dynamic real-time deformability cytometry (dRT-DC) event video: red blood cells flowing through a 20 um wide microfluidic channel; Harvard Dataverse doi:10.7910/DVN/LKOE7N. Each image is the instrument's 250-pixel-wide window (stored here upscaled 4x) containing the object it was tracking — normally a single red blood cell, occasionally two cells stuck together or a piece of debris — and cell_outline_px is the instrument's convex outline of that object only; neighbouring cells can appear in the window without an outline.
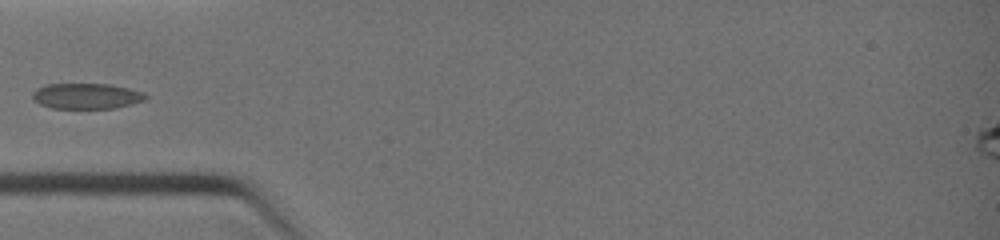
{"species": "common noctule bat (a hibernating species)", "species_latin": "Nyctalus noctula", "temperature_condition": "warm", "stored_images_in_passage": 5, "camera_frame_rate_fps": 3000, "um_per_image_px": 0.085, "animal": {"sex": "female", "body_mass_g": 19.0, "forearm_length_mm": 51.5}, "frame": {"image": 1, "passage_image": 5, "time_ms": 3.667, "image_size_px": [1000, 240], "cell_outline_px": [[148, 96], [144, 100], [112, 108], [52, 108], [40, 104], [32, 100], [32, 92], [36, 88], [48, 84], [108, 84], [128, 88], [144, 92]], "centroid_in_image_um": [7.3, 8.16], "position_along_channel_um": 77.7, "area_um2": 16.76}}